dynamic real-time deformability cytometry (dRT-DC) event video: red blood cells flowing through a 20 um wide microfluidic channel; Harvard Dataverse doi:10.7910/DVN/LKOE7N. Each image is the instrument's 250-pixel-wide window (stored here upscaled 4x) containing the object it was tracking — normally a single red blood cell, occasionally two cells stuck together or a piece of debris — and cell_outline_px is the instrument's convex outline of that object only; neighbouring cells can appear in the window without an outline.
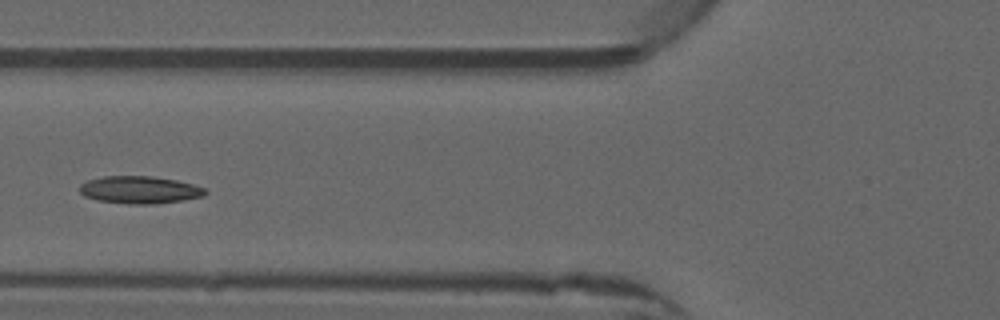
{"species": "common noctule bat (a hibernating species)", "species_latin": "Nyctalus noctula", "temperature_condition": "warm", "stored_images_in_passage": 3, "camera_frame_rate_fps": 3000, "um_per_image_px": 0.085, "animal": {"sex": "male", "forearm_length_mm": 52.5}, "frame": {"image": 1, "passage_image": 3, "time_ms": 0.667, "image_size_px": [1000, 320], "cell_outline_px": [[208, 192], [204, 196], [180, 200], [152, 204], [128, 204], [96, 200], [84, 196], [80, 192], [80, 184], [88, 180], [100, 176], [152, 176], [176, 180], [208, 188]], "centroid_in_image_um": [11.87, 16.13], "position_along_channel_um": 113.9, "area_um2": 20.17}}